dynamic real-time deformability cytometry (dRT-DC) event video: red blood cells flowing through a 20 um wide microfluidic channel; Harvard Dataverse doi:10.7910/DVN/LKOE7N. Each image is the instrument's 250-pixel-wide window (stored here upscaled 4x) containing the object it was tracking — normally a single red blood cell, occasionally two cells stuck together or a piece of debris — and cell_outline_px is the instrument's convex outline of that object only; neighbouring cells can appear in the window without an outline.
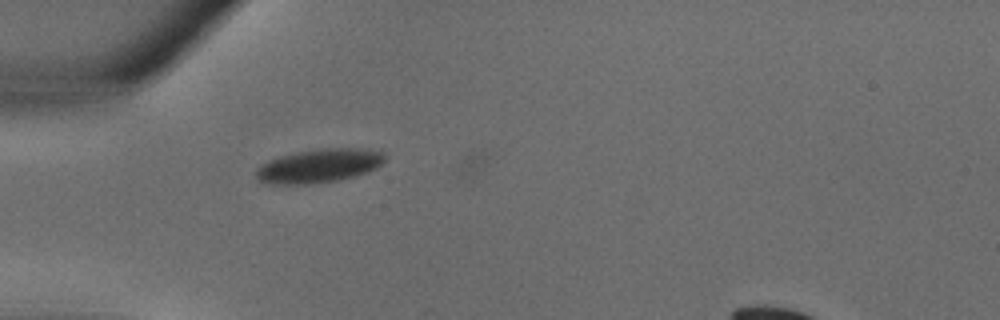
{"species": "common noctule bat (a hibernating species)", "species_latin": "Nyctalus noctula", "temperature_condition": "warm", "stored_images_in_passage": 3, "camera_frame_rate_fps": 3000, "um_per_image_px": 0.085, "animal": {"sex": "male", "body_mass_g": 18.8}, "frame": {"image": 1, "passage_image": 2, "time_ms": 0.333, "image_size_px": [1000, 320], "cell_outline_px": [[384, 160], [376, 168], [368, 172], [356, 176], [336, 180], [308, 184], [272, 184], [260, 180], [256, 176], [256, 172], [260, 164], [268, 160], [280, 156], [296, 152], [320, 148], [360, 148], [384, 152]], "centroid_in_image_um": [27.12, 14.08], "position_along_channel_um": 57.9, "area_um2": 25.2}}